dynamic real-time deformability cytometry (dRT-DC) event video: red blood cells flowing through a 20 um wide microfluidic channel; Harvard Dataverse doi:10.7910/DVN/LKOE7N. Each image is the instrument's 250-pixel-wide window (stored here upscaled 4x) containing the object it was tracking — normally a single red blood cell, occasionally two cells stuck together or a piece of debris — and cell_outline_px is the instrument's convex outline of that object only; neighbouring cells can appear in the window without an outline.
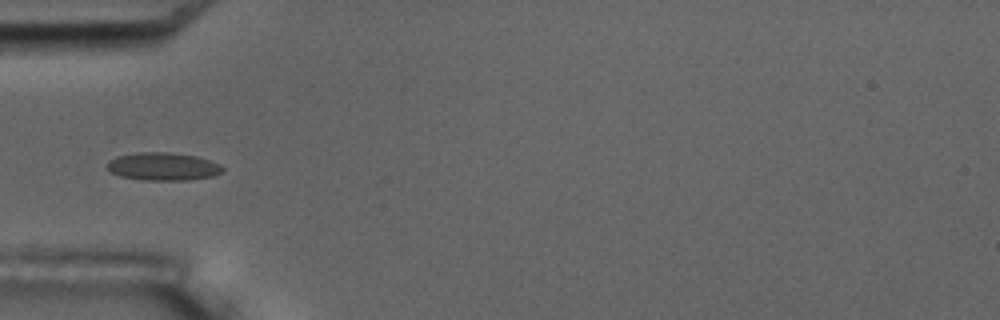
{"species": "common noctule bat (a hibernating species)", "species_latin": "Nyctalus noctula", "temperature_condition": "room temperature", "stored_images_in_passage": 5, "camera_frame_rate_fps": 3000, "um_per_image_px": 0.085, "animal": {"sex": "male", "body_mass_g": 17.5, "forearm_length_mm": 52.3}, "frame": {"image": 1, "passage_image": 1, "time_ms": 0.0, "image_size_px": [1000, 320], "cell_outline_px": [[224, 172], [212, 176], [188, 180], [140, 180], [120, 176], [112, 172], [108, 168], [108, 160], [116, 156], [136, 152], [168, 152], [196, 156], [220, 164], [224, 168]], "centroid_in_image_um": [13.86, 14.15], "position_along_channel_um": 71.1, "area_um2": 18.84}}
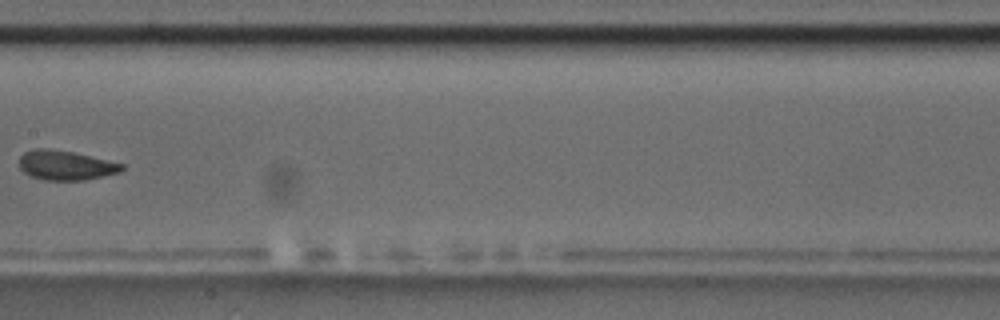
{"frame": {"image": 2, "passage_image": 4, "time_ms": 3.667, "image_size_px": [1000, 320], "cell_outline_px": [[124, 168], [120, 172], [84, 180], [44, 180], [32, 176], [24, 172], [20, 168], [20, 156], [24, 152], [36, 148], [48, 148], [72, 152], [124, 164]], "centroid_in_image_um": [5.57, 14.05], "position_along_channel_um": 201.8, "area_um2": 17.46}}
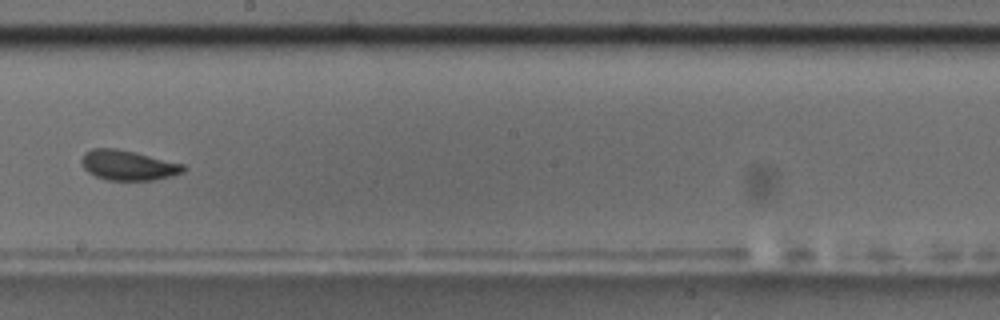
{"frame": {"image": 3, "passage_image": 5, "time_ms": 4.667, "image_size_px": [1000, 320], "cell_outline_px": [[188, 168], [184, 172], [172, 176], [152, 180], [108, 180], [96, 176], [88, 172], [84, 168], [80, 160], [84, 152], [92, 148], [116, 148], [184, 164]], "centroid_in_image_um": [10.89, 14.05], "position_along_channel_um": 237.3, "area_um2": 17.8}}